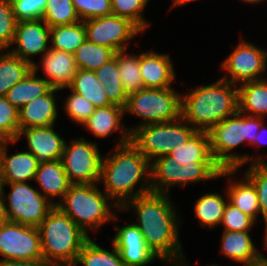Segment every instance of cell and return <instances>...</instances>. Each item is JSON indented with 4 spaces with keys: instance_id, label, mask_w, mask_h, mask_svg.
I'll list each match as a JSON object with an SVG mask.
<instances>
[{
    "instance_id": "1",
    "label": "cell",
    "mask_w": 267,
    "mask_h": 266,
    "mask_svg": "<svg viewBox=\"0 0 267 266\" xmlns=\"http://www.w3.org/2000/svg\"><path fill=\"white\" fill-rule=\"evenodd\" d=\"M172 203L170 194L150 192L128 201L120 211L135 210L137 222L134 224L162 262L185 266L187 262L178 236L181 220Z\"/></svg>"
},
{
    "instance_id": "2",
    "label": "cell",
    "mask_w": 267,
    "mask_h": 266,
    "mask_svg": "<svg viewBox=\"0 0 267 266\" xmlns=\"http://www.w3.org/2000/svg\"><path fill=\"white\" fill-rule=\"evenodd\" d=\"M152 192L170 194L173 186H186L218 179L222 168L214 160L208 133L197 131L183 145H177L169 155L151 162Z\"/></svg>"
},
{
    "instance_id": "3",
    "label": "cell",
    "mask_w": 267,
    "mask_h": 266,
    "mask_svg": "<svg viewBox=\"0 0 267 266\" xmlns=\"http://www.w3.org/2000/svg\"><path fill=\"white\" fill-rule=\"evenodd\" d=\"M109 154L103 155L100 183L119 208L138 196L152 192L151 163L131 141L115 146Z\"/></svg>"
},
{
    "instance_id": "4",
    "label": "cell",
    "mask_w": 267,
    "mask_h": 266,
    "mask_svg": "<svg viewBox=\"0 0 267 266\" xmlns=\"http://www.w3.org/2000/svg\"><path fill=\"white\" fill-rule=\"evenodd\" d=\"M181 95V117L197 131L208 132L239 111L238 87L220 78Z\"/></svg>"
},
{
    "instance_id": "5",
    "label": "cell",
    "mask_w": 267,
    "mask_h": 266,
    "mask_svg": "<svg viewBox=\"0 0 267 266\" xmlns=\"http://www.w3.org/2000/svg\"><path fill=\"white\" fill-rule=\"evenodd\" d=\"M264 119L263 117L245 115L238 111L207 132L213 158L222 169L239 170L248 162H267L259 155L254 157L250 154L241 155L233 152L243 143L255 145V138Z\"/></svg>"
},
{
    "instance_id": "6",
    "label": "cell",
    "mask_w": 267,
    "mask_h": 266,
    "mask_svg": "<svg viewBox=\"0 0 267 266\" xmlns=\"http://www.w3.org/2000/svg\"><path fill=\"white\" fill-rule=\"evenodd\" d=\"M37 228L43 261L47 266L74 265L82 247L90 239V236L57 206Z\"/></svg>"
},
{
    "instance_id": "7",
    "label": "cell",
    "mask_w": 267,
    "mask_h": 266,
    "mask_svg": "<svg viewBox=\"0 0 267 266\" xmlns=\"http://www.w3.org/2000/svg\"><path fill=\"white\" fill-rule=\"evenodd\" d=\"M97 185L72 184L56 205L88 236L89 230L96 232L103 224L118 219L113 209L120 212V208Z\"/></svg>"
},
{
    "instance_id": "8",
    "label": "cell",
    "mask_w": 267,
    "mask_h": 266,
    "mask_svg": "<svg viewBox=\"0 0 267 266\" xmlns=\"http://www.w3.org/2000/svg\"><path fill=\"white\" fill-rule=\"evenodd\" d=\"M181 92L174 88H143L128 95L125 114H132L143 121L127 128L132 134L138 127L174 121L181 117Z\"/></svg>"
},
{
    "instance_id": "9",
    "label": "cell",
    "mask_w": 267,
    "mask_h": 266,
    "mask_svg": "<svg viewBox=\"0 0 267 266\" xmlns=\"http://www.w3.org/2000/svg\"><path fill=\"white\" fill-rule=\"evenodd\" d=\"M197 132L182 117L170 122L147 124L131 134V142L153 162L169 155L175 146L183 145Z\"/></svg>"
},
{
    "instance_id": "10",
    "label": "cell",
    "mask_w": 267,
    "mask_h": 266,
    "mask_svg": "<svg viewBox=\"0 0 267 266\" xmlns=\"http://www.w3.org/2000/svg\"><path fill=\"white\" fill-rule=\"evenodd\" d=\"M11 188L8 196L4 187ZM0 191L4 198L8 221L38 227L55 207L39 190L28 182L1 183Z\"/></svg>"
},
{
    "instance_id": "11",
    "label": "cell",
    "mask_w": 267,
    "mask_h": 266,
    "mask_svg": "<svg viewBox=\"0 0 267 266\" xmlns=\"http://www.w3.org/2000/svg\"><path fill=\"white\" fill-rule=\"evenodd\" d=\"M69 144L65 143L61 161L70 183H100L103 155L97 142L81 137L72 139Z\"/></svg>"
},
{
    "instance_id": "12",
    "label": "cell",
    "mask_w": 267,
    "mask_h": 266,
    "mask_svg": "<svg viewBox=\"0 0 267 266\" xmlns=\"http://www.w3.org/2000/svg\"><path fill=\"white\" fill-rule=\"evenodd\" d=\"M236 45L221 63V70L228 74L220 78L238 86L246 82L266 79L264 74L267 72V50L243 38Z\"/></svg>"
},
{
    "instance_id": "13",
    "label": "cell",
    "mask_w": 267,
    "mask_h": 266,
    "mask_svg": "<svg viewBox=\"0 0 267 266\" xmlns=\"http://www.w3.org/2000/svg\"><path fill=\"white\" fill-rule=\"evenodd\" d=\"M0 260L43 261L37 227L8 221L0 225Z\"/></svg>"
},
{
    "instance_id": "14",
    "label": "cell",
    "mask_w": 267,
    "mask_h": 266,
    "mask_svg": "<svg viewBox=\"0 0 267 266\" xmlns=\"http://www.w3.org/2000/svg\"><path fill=\"white\" fill-rule=\"evenodd\" d=\"M86 38L92 43L107 46L115 53L128 50L130 40L143 33L129 19L111 14L84 21Z\"/></svg>"
},
{
    "instance_id": "15",
    "label": "cell",
    "mask_w": 267,
    "mask_h": 266,
    "mask_svg": "<svg viewBox=\"0 0 267 266\" xmlns=\"http://www.w3.org/2000/svg\"><path fill=\"white\" fill-rule=\"evenodd\" d=\"M50 27L42 20L19 21L16 26L12 50H8L15 56L35 63L31 57L42 55L50 49ZM17 45V46H16Z\"/></svg>"
},
{
    "instance_id": "16",
    "label": "cell",
    "mask_w": 267,
    "mask_h": 266,
    "mask_svg": "<svg viewBox=\"0 0 267 266\" xmlns=\"http://www.w3.org/2000/svg\"><path fill=\"white\" fill-rule=\"evenodd\" d=\"M112 239V243L120 254L124 266H148L159 258L146 244L144 236L134 224H126L118 227Z\"/></svg>"
},
{
    "instance_id": "17",
    "label": "cell",
    "mask_w": 267,
    "mask_h": 266,
    "mask_svg": "<svg viewBox=\"0 0 267 266\" xmlns=\"http://www.w3.org/2000/svg\"><path fill=\"white\" fill-rule=\"evenodd\" d=\"M54 127L55 125L21 129L15 141L22 136L25 137L27 151L36 157L38 164L59 160L62 157L66 141L55 131Z\"/></svg>"
},
{
    "instance_id": "18",
    "label": "cell",
    "mask_w": 267,
    "mask_h": 266,
    "mask_svg": "<svg viewBox=\"0 0 267 266\" xmlns=\"http://www.w3.org/2000/svg\"><path fill=\"white\" fill-rule=\"evenodd\" d=\"M139 67L144 88H171L176 79V72L169 54L155 50L139 54Z\"/></svg>"
},
{
    "instance_id": "19",
    "label": "cell",
    "mask_w": 267,
    "mask_h": 266,
    "mask_svg": "<svg viewBox=\"0 0 267 266\" xmlns=\"http://www.w3.org/2000/svg\"><path fill=\"white\" fill-rule=\"evenodd\" d=\"M125 109L118 105L97 107L90 118L82 125L97 138H106L114 132H121L116 146L127 144L131 141V133L122 124Z\"/></svg>"
},
{
    "instance_id": "20",
    "label": "cell",
    "mask_w": 267,
    "mask_h": 266,
    "mask_svg": "<svg viewBox=\"0 0 267 266\" xmlns=\"http://www.w3.org/2000/svg\"><path fill=\"white\" fill-rule=\"evenodd\" d=\"M45 79L52 88L68 89L77 73L74 54L50 48L40 60Z\"/></svg>"
},
{
    "instance_id": "21",
    "label": "cell",
    "mask_w": 267,
    "mask_h": 266,
    "mask_svg": "<svg viewBox=\"0 0 267 266\" xmlns=\"http://www.w3.org/2000/svg\"><path fill=\"white\" fill-rule=\"evenodd\" d=\"M57 91L60 90L51 88L46 94L35 98L19 109L20 130L55 125L58 117V105H56L58 101L55 95Z\"/></svg>"
},
{
    "instance_id": "22",
    "label": "cell",
    "mask_w": 267,
    "mask_h": 266,
    "mask_svg": "<svg viewBox=\"0 0 267 266\" xmlns=\"http://www.w3.org/2000/svg\"><path fill=\"white\" fill-rule=\"evenodd\" d=\"M237 171L238 169H222L218 178L225 176L230 179L228 181L229 186L226 187L228 201L257 222L260 207L256 188L244 174L242 180L232 181L234 180L232 175L234 176V173L236 174Z\"/></svg>"
},
{
    "instance_id": "23",
    "label": "cell",
    "mask_w": 267,
    "mask_h": 266,
    "mask_svg": "<svg viewBox=\"0 0 267 266\" xmlns=\"http://www.w3.org/2000/svg\"><path fill=\"white\" fill-rule=\"evenodd\" d=\"M34 180L40 186V193L55 206L57 202L54 199L59 196V203L72 185L61 159L39 164Z\"/></svg>"
},
{
    "instance_id": "24",
    "label": "cell",
    "mask_w": 267,
    "mask_h": 266,
    "mask_svg": "<svg viewBox=\"0 0 267 266\" xmlns=\"http://www.w3.org/2000/svg\"><path fill=\"white\" fill-rule=\"evenodd\" d=\"M9 143L15 145L17 141H6L2 153V183H18L33 181L38 169L36 157L29 151H21L8 155Z\"/></svg>"
},
{
    "instance_id": "25",
    "label": "cell",
    "mask_w": 267,
    "mask_h": 266,
    "mask_svg": "<svg viewBox=\"0 0 267 266\" xmlns=\"http://www.w3.org/2000/svg\"><path fill=\"white\" fill-rule=\"evenodd\" d=\"M249 231H224L221 238V254L243 266H254L259 261L260 250L253 243Z\"/></svg>"
},
{
    "instance_id": "26",
    "label": "cell",
    "mask_w": 267,
    "mask_h": 266,
    "mask_svg": "<svg viewBox=\"0 0 267 266\" xmlns=\"http://www.w3.org/2000/svg\"><path fill=\"white\" fill-rule=\"evenodd\" d=\"M39 65V63H33V70L11 87L5 95V98L18 110L52 88L43 77H38Z\"/></svg>"
},
{
    "instance_id": "27",
    "label": "cell",
    "mask_w": 267,
    "mask_h": 266,
    "mask_svg": "<svg viewBox=\"0 0 267 266\" xmlns=\"http://www.w3.org/2000/svg\"><path fill=\"white\" fill-rule=\"evenodd\" d=\"M239 112L257 117H267V78L246 82L238 87Z\"/></svg>"
},
{
    "instance_id": "28",
    "label": "cell",
    "mask_w": 267,
    "mask_h": 266,
    "mask_svg": "<svg viewBox=\"0 0 267 266\" xmlns=\"http://www.w3.org/2000/svg\"><path fill=\"white\" fill-rule=\"evenodd\" d=\"M102 85L94 72L78 69L68 88L69 91L82 95L96 108L113 105L109 101Z\"/></svg>"
},
{
    "instance_id": "29",
    "label": "cell",
    "mask_w": 267,
    "mask_h": 266,
    "mask_svg": "<svg viewBox=\"0 0 267 266\" xmlns=\"http://www.w3.org/2000/svg\"><path fill=\"white\" fill-rule=\"evenodd\" d=\"M225 197L220 193H204L196 200L194 205L195 218H198L199 224L202 227H207L210 229H214L219 226L222 217L224 208L228 202V195L225 191Z\"/></svg>"
},
{
    "instance_id": "30",
    "label": "cell",
    "mask_w": 267,
    "mask_h": 266,
    "mask_svg": "<svg viewBox=\"0 0 267 266\" xmlns=\"http://www.w3.org/2000/svg\"><path fill=\"white\" fill-rule=\"evenodd\" d=\"M96 77L104 88V91L109 101L125 108L127 104L128 94L122 85L119 69L117 64V57L114 55L107 63L100 66L94 71Z\"/></svg>"
},
{
    "instance_id": "31",
    "label": "cell",
    "mask_w": 267,
    "mask_h": 266,
    "mask_svg": "<svg viewBox=\"0 0 267 266\" xmlns=\"http://www.w3.org/2000/svg\"><path fill=\"white\" fill-rule=\"evenodd\" d=\"M5 51L6 53L0 52V96H5L11 87L33 70V64L13 55L8 50Z\"/></svg>"
},
{
    "instance_id": "32",
    "label": "cell",
    "mask_w": 267,
    "mask_h": 266,
    "mask_svg": "<svg viewBox=\"0 0 267 266\" xmlns=\"http://www.w3.org/2000/svg\"><path fill=\"white\" fill-rule=\"evenodd\" d=\"M50 48L74 54L86 38L84 21L50 28Z\"/></svg>"
},
{
    "instance_id": "33",
    "label": "cell",
    "mask_w": 267,
    "mask_h": 266,
    "mask_svg": "<svg viewBox=\"0 0 267 266\" xmlns=\"http://www.w3.org/2000/svg\"><path fill=\"white\" fill-rule=\"evenodd\" d=\"M124 266L120 254L112 244L111 252L101 247L91 238L84 244L78 254L75 266Z\"/></svg>"
},
{
    "instance_id": "34",
    "label": "cell",
    "mask_w": 267,
    "mask_h": 266,
    "mask_svg": "<svg viewBox=\"0 0 267 266\" xmlns=\"http://www.w3.org/2000/svg\"><path fill=\"white\" fill-rule=\"evenodd\" d=\"M115 52L107 47L86 39L75 51L74 58L78 69L94 72L114 57Z\"/></svg>"
},
{
    "instance_id": "35",
    "label": "cell",
    "mask_w": 267,
    "mask_h": 266,
    "mask_svg": "<svg viewBox=\"0 0 267 266\" xmlns=\"http://www.w3.org/2000/svg\"><path fill=\"white\" fill-rule=\"evenodd\" d=\"M126 50L116 52L119 77L124 90L129 95L144 88L139 67V55L126 53Z\"/></svg>"
},
{
    "instance_id": "36",
    "label": "cell",
    "mask_w": 267,
    "mask_h": 266,
    "mask_svg": "<svg viewBox=\"0 0 267 266\" xmlns=\"http://www.w3.org/2000/svg\"><path fill=\"white\" fill-rule=\"evenodd\" d=\"M42 20L50 28L81 21L72 0H47Z\"/></svg>"
},
{
    "instance_id": "37",
    "label": "cell",
    "mask_w": 267,
    "mask_h": 266,
    "mask_svg": "<svg viewBox=\"0 0 267 266\" xmlns=\"http://www.w3.org/2000/svg\"><path fill=\"white\" fill-rule=\"evenodd\" d=\"M149 0H111V9L114 15L129 19L142 32L147 30L151 23H147L144 15Z\"/></svg>"
},
{
    "instance_id": "38",
    "label": "cell",
    "mask_w": 267,
    "mask_h": 266,
    "mask_svg": "<svg viewBox=\"0 0 267 266\" xmlns=\"http://www.w3.org/2000/svg\"><path fill=\"white\" fill-rule=\"evenodd\" d=\"M243 174L256 188L260 215L265 223L267 222V162L251 163Z\"/></svg>"
},
{
    "instance_id": "39",
    "label": "cell",
    "mask_w": 267,
    "mask_h": 266,
    "mask_svg": "<svg viewBox=\"0 0 267 266\" xmlns=\"http://www.w3.org/2000/svg\"><path fill=\"white\" fill-rule=\"evenodd\" d=\"M19 130V110L5 96H0V138L16 140Z\"/></svg>"
},
{
    "instance_id": "40",
    "label": "cell",
    "mask_w": 267,
    "mask_h": 266,
    "mask_svg": "<svg viewBox=\"0 0 267 266\" xmlns=\"http://www.w3.org/2000/svg\"><path fill=\"white\" fill-rule=\"evenodd\" d=\"M10 0H0V51L9 50L15 36L17 26Z\"/></svg>"
},
{
    "instance_id": "41",
    "label": "cell",
    "mask_w": 267,
    "mask_h": 266,
    "mask_svg": "<svg viewBox=\"0 0 267 266\" xmlns=\"http://www.w3.org/2000/svg\"><path fill=\"white\" fill-rule=\"evenodd\" d=\"M66 98L63 109L72 121L82 126L96 107L82 95L73 91Z\"/></svg>"
},
{
    "instance_id": "42",
    "label": "cell",
    "mask_w": 267,
    "mask_h": 266,
    "mask_svg": "<svg viewBox=\"0 0 267 266\" xmlns=\"http://www.w3.org/2000/svg\"><path fill=\"white\" fill-rule=\"evenodd\" d=\"M256 222L248 215L239 210L236 206L227 202L220 225L224 231H250Z\"/></svg>"
},
{
    "instance_id": "43",
    "label": "cell",
    "mask_w": 267,
    "mask_h": 266,
    "mask_svg": "<svg viewBox=\"0 0 267 266\" xmlns=\"http://www.w3.org/2000/svg\"><path fill=\"white\" fill-rule=\"evenodd\" d=\"M81 21L113 14L111 0H72Z\"/></svg>"
},
{
    "instance_id": "44",
    "label": "cell",
    "mask_w": 267,
    "mask_h": 266,
    "mask_svg": "<svg viewBox=\"0 0 267 266\" xmlns=\"http://www.w3.org/2000/svg\"><path fill=\"white\" fill-rule=\"evenodd\" d=\"M17 21L39 20L44 14L47 0H10Z\"/></svg>"
},
{
    "instance_id": "45",
    "label": "cell",
    "mask_w": 267,
    "mask_h": 266,
    "mask_svg": "<svg viewBox=\"0 0 267 266\" xmlns=\"http://www.w3.org/2000/svg\"><path fill=\"white\" fill-rule=\"evenodd\" d=\"M0 266H47L44 261L0 260Z\"/></svg>"
},
{
    "instance_id": "46",
    "label": "cell",
    "mask_w": 267,
    "mask_h": 266,
    "mask_svg": "<svg viewBox=\"0 0 267 266\" xmlns=\"http://www.w3.org/2000/svg\"><path fill=\"white\" fill-rule=\"evenodd\" d=\"M266 125H265V122H263L262 123V125H261V127H260V129H259V131H258V133H257V136H256V138H255V146L256 145H258V146H262V145H264V144H267L266 142V140H265V138H267V137H265V138H263L264 136H267L266 134H267V126L265 127ZM263 136V137H262ZM265 141H264V140Z\"/></svg>"
},
{
    "instance_id": "47",
    "label": "cell",
    "mask_w": 267,
    "mask_h": 266,
    "mask_svg": "<svg viewBox=\"0 0 267 266\" xmlns=\"http://www.w3.org/2000/svg\"><path fill=\"white\" fill-rule=\"evenodd\" d=\"M6 222H8L7 211L4 198L0 191V225H3Z\"/></svg>"
},
{
    "instance_id": "48",
    "label": "cell",
    "mask_w": 267,
    "mask_h": 266,
    "mask_svg": "<svg viewBox=\"0 0 267 266\" xmlns=\"http://www.w3.org/2000/svg\"><path fill=\"white\" fill-rule=\"evenodd\" d=\"M264 228H265V238H264V241H263V246L266 250H267V222L264 223ZM259 261H262V262H266L267 263V257L266 255L264 256L263 254H261V252H259Z\"/></svg>"
},
{
    "instance_id": "49",
    "label": "cell",
    "mask_w": 267,
    "mask_h": 266,
    "mask_svg": "<svg viewBox=\"0 0 267 266\" xmlns=\"http://www.w3.org/2000/svg\"><path fill=\"white\" fill-rule=\"evenodd\" d=\"M6 141L7 140L0 138V186L2 183V153H3L4 144L6 143Z\"/></svg>"
},
{
    "instance_id": "50",
    "label": "cell",
    "mask_w": 267,
    "mask_h": 266,
    "mask_svg": "<svg viewBox=\"0 0 267 266\" xmlns=\"http://www.w3.org/2000/svg\"><path fill=\"white\" fill-rule=\"evenodd\" d=\"M193 1H197V0H172L171 9H172V7L175 8L177 6H182V5H185V4L193 2Z\"/></svg>"
},
{
    "instance_id": "51",
    "label": "cell",
    "mask_w": 267,
    "mask_h": 266,
    "mask_svg": "<svg viewBox=\"0 0 267 266\" xmlns=\"http://www.w3.org/2000/svg\"><path fill=\"white\" fill-rule=\"evenodd\" d=\"M262 1H266V0H242V2L244 3H248V4H259V3H262Z\"/></svg>"
},
{
    "instance_id": "52",
    "label": "cell",
    "mask_w": 267,
    "mask_h": 266,
    "mask_svg": "<svg viewBox=\"0 0 267 266\" xmlns=\"http://www.w3.org/2000/svg\"><path fill=\"white\" fill-rule=\"evenodd\" d=\"M254 266H267L266 262L258 261Z\"/></svg>"
},
{
    "instance_id": "53",
    "label": "cell",
    "mask_w": 267,
    "mask_h": 266,
    "mask_svg": "<svg viewBox=\"0 0 267 266\" xmlns=\"http://www.w3.org/2000/svg\"><path fill=\"white\" fill-rule=\"evenodd\" d=\"M52 266H75V265H52Z\"/></svg>"
}]
</instances>
